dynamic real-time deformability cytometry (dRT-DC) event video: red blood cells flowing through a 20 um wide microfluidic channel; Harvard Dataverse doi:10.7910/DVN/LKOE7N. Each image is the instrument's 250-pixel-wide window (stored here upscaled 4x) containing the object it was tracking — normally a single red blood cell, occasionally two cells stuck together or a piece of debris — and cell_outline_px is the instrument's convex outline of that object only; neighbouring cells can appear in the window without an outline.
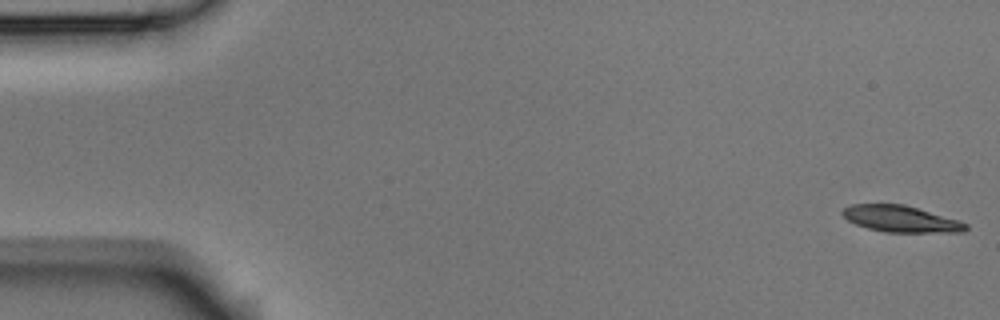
{"species": "Egyptian fruit bat (a non-hibernating species)", "species_latin": "Rousettus aegyptiacus", "temperature_condition": "room temperature", "stored_images_in_passage": 5, "camera_frame_rate_fps": 3000, "um_per_image_px": 0.085, "animal": {"sex": "male"}, "frame": {"image": 1, "passage_image": 1, "time_ms": 0.0, "image_size_px": [1000, 320], "cell_outline_px": [[968, 228], [964, 232], [888, 232], [868, 228], [856, 224], [848, 220], [840, 212], [844, 208], [852, 204], [904, 204], [960, 220], [968, 224]], "centroid_in_image_um": [76.6, 18.6], "position_along_channel_um": 8.4, "area_um2": 18.96}}
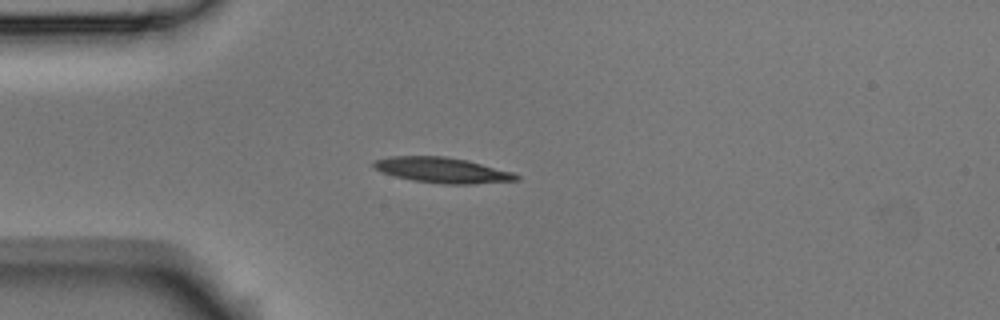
{"frame": {"image": 2, "passage_image": 5, "time_ms": 1.333, "image_size_px": [1000, 320], "cell_outline_px": [[520, 180], [476, 184], [444, 184], [412, 180], [380, 172], [372, 164], [376, 160], [388, 156], [444, 156], [468, 160], [512, 172], [520, 176]], "centroid_in_image_um": [37.62, 14.46], "position_along_channel_um": 47.4, "area_um2": 21.15}}